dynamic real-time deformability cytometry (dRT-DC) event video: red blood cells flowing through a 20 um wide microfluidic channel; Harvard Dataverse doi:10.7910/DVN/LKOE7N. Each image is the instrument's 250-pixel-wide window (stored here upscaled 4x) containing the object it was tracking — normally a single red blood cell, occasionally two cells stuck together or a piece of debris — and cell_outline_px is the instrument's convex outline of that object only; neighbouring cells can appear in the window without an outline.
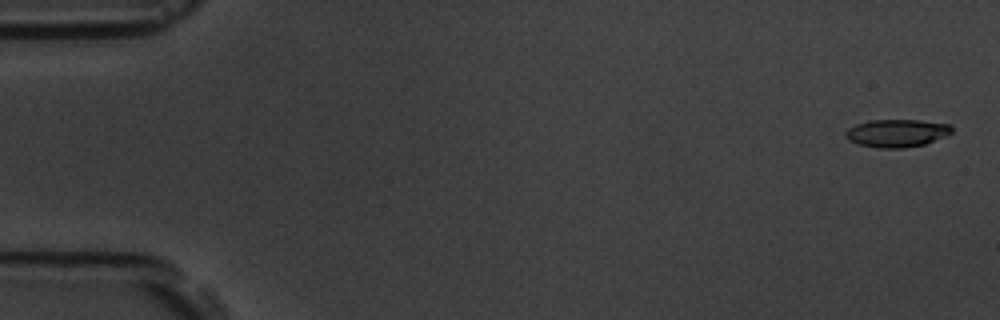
{"species": "common noctule bat (a hibernating species)", "species_latin": "Nyctalus noctula", "temperature_condition": "room temperature", "stored_images_in_passage": 5, "camera_frame_rate_fps": 3000, "um_per_image_px": 0.085, "animal": {"sex": "male", "body_mass_g": 19.5, "forearm_length_mm": 54.6}, "frame": {"image": 1, "passage_image": 1, "time_ms": 0.0, "image_size_px": [1000, 320], "cell_outline_px": [[952, 132], [948, 136], [924, 144], [904, 148], [876, 148], [860, 144], [848, 140], [844, 136], [844, 132], [848, 128], [856, 124], [868, 120], [920, 120], [948, 124], [952, 128]], "centroid_in_image_um": [76.21, 11.31], "position_along_channel_um": 8.8, "area_um2": 17.34}}
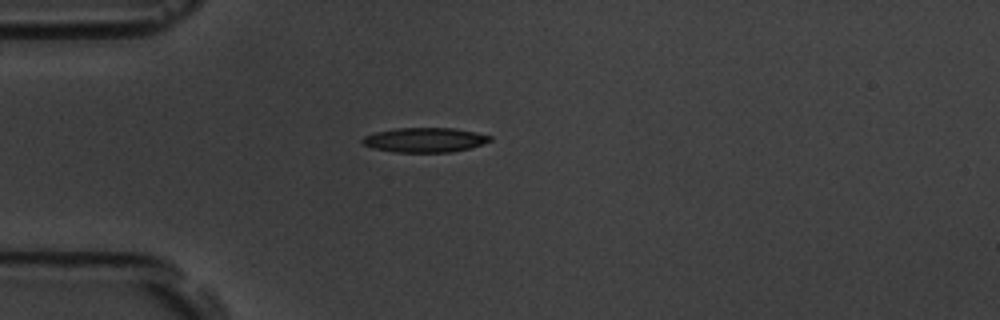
{"frame": {"image": 2, "passage_image": 5, "time_ms": 4.667, "image_size_px": [1000, 320], "cell_outline_px": [[492, 140], [468, 148], [452, 152], [392, 152], [372, 148], [364, 144], [360, 140], [364, 136], [376, 132], [396, 128], [456, 128], [476, 132], [492, 136]], "centroid_in_image_um": [36.09, 11.89], "position_along_channel_um": 48.9, "area_um2": 18.26}}